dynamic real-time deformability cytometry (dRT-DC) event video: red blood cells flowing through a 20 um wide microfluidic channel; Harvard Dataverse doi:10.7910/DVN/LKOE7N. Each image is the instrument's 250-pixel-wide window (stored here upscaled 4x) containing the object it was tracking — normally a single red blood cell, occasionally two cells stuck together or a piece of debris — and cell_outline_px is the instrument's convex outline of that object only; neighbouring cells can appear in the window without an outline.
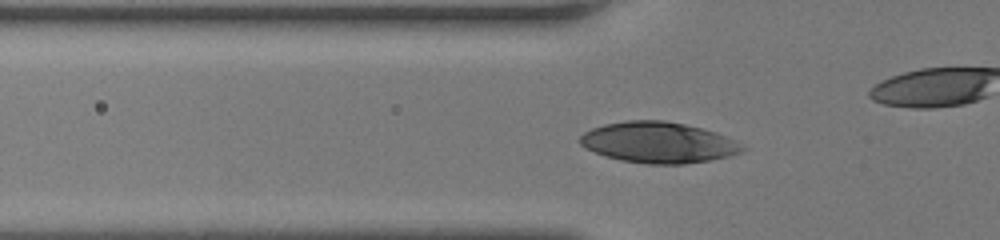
{"species": "human", "species_latin": "Homo sapiens", "temperature_condition": "room temperature", "stored_images_in_passage": 36, "camera_frame_rate_fps": 3000, "um_per_image_px": 0.085, "donor": {"sex": "female"}, "frame": {"image": 1, "passage_image": 13, "time_ms": 4.0, "image_size_px": [1000, 240], "cell_outline_px": [[748, 148], [740, 152], [728, 156], [708, 160], [684, 164], [648, 164], [620, 160], [604, 156], [584, 148], [580, 144], [580, 136], [584, 132], [592, 128], [604, 124], [628, 120], [664, 120], [684, 124], [716, 132]], "centroid_in_image_um": [55.91, 12.11], "position_along_channel_um": 69.9, "area_um2": 38.55}}
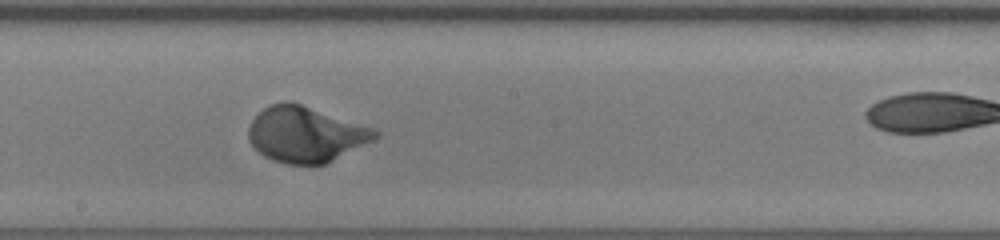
{"frame": {"image": 2, "passage_image": 24, "time_ms": 7.667, "image_size_px": [1000, 240], "cell_outline_px": [[380, 136], [324, 164], [284, 164], [272, 160], [264, 156], [248, 140], [248, 128], [252, 120], [264, 108], [272, 104], [284, 100], [300, 104], [372, 128], [380, 132]], "centroid_in_image_um": [25.93, 11.42], "position_along_channel_um": 222.3, "area_um2": 40.29}}
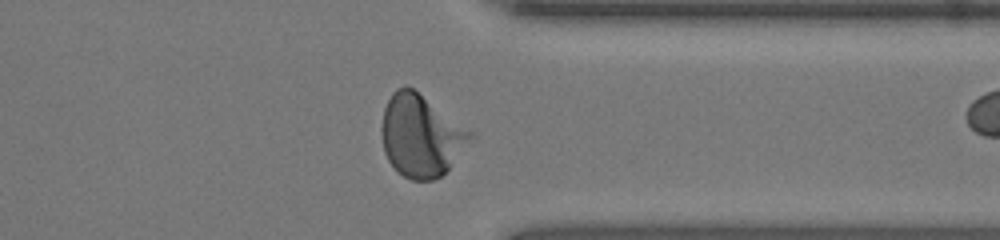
{"frame": {"image": 3, "passage_image": 35, "time_ms": 11.333, "image_size_px": [1000, 240], "cell_outline_px": [[472, 136], [448, 168], [440, 176], [432, 180], [412, 180], [396, 172], [388, 160], [384, 152], [380, 128], [384, 108], [392, 92], [396, 88], [412, 88], [472, 132]], "centroid_in_image_um": [35.7, 11.55], "position_along_channel_um": 375.7, "area_um2": 41.44}}